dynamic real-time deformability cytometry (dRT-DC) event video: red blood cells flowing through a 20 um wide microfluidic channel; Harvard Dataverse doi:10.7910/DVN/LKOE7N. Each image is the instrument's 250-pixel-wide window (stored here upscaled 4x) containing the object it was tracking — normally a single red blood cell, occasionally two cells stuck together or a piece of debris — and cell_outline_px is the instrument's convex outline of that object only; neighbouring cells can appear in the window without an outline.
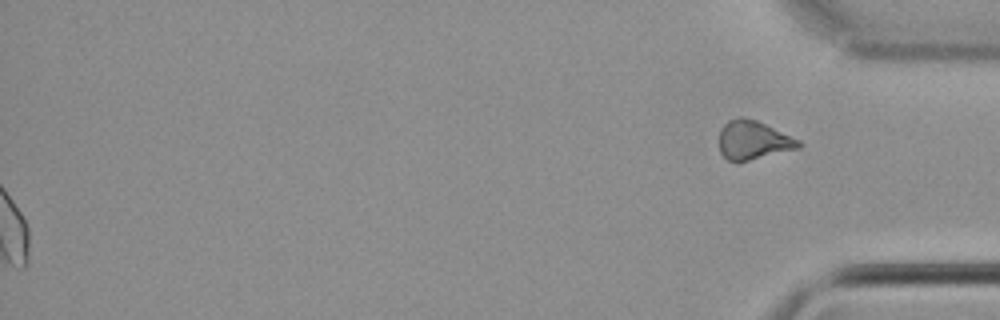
{"species": "common noctule bat (a hibernating species)", "species_latin": "Nyctalus noctula", "temperature_condition": "cold", "stored_images_in_passage": 54, "segment_of_instrument_passage": [2, 2], "camera_frame_rate_fps": 3000, "um_per_image_px": 0.085, "animal": {"sex": "male", "body_mass_g": 21.5, "forearm_length_mm": 52.0}, "frame": {"image": 1, "passage_image": 54, "time_ms": 17.667, "image_size_px": [1000, 320], "cell_outline_px": [[804, 144], [800, 148], [736, 164], [728, 160], [720, 152], [720, 128], [728, 120], [740, 116], [744, 116], [756, 120], [800, 140]], "centroid_in_image_um": [64.02, 11.93], "position_along_channel_um": 371.2, "area_um2": 18.32}}